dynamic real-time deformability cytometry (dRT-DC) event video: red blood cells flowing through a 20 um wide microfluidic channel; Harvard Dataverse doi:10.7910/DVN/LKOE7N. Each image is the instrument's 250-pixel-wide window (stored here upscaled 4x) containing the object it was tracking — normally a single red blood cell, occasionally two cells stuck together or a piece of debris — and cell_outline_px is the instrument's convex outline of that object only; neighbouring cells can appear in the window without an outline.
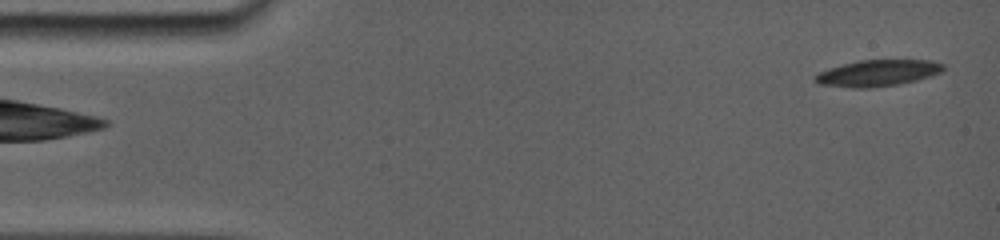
{"species": "common noctule bat (a hibernating species)", "species_latin": "Nyctalus noctula", "temperature_condition": "room temperature", "stored_images_in_passage": 10, "camera_frame_rate_fps": 5000, "um_per_image_px": 0.085, "animal": {"sex": "female", "body_mass_g": 19.0, "forearm_length_mm": 56.7}, "frame": {"image": 1, "passage_image": 1, "time_ms": 0.0, "image_size_px": [1000, 240], "cell_outline_px": [[944, 68], [940, 72], [932, 76], [916, 80], [896, 84], [868, 88], [852, 88], [816, 84], [812, 76], [828, 68], [860, 60], [932, 60], [944, 64]], "centroid_in_image_um": [74.57, 6.21], "position_along_channel_um": 10.4, "area_um2": 19.71}}
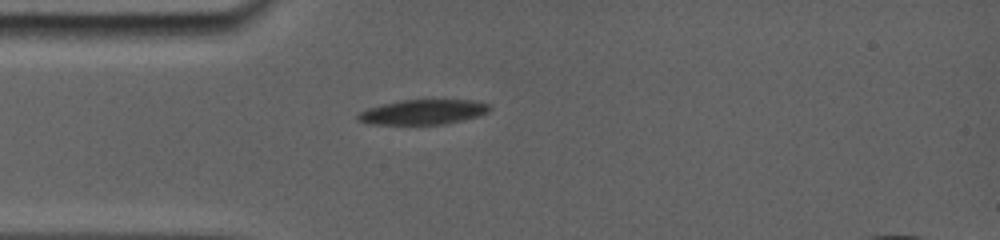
{"frame": {"image": 2, "passage_image": 8, "time_ms": 4.0, "image_size_px": [1000, 240], "cell_outline_px": [[492, 108], [488, 112], [476, 116], [460, 120], [440, 124], [376, 124], [356, 120], [356, 116], [360, 112], [368, 108], [380, 104], [400, 100], [472, 100], [488, 104]], "centroid_in_image_um": [35.92, 9.51], "position_along_channel_um": 49.1, "area_um2": 18.84}}